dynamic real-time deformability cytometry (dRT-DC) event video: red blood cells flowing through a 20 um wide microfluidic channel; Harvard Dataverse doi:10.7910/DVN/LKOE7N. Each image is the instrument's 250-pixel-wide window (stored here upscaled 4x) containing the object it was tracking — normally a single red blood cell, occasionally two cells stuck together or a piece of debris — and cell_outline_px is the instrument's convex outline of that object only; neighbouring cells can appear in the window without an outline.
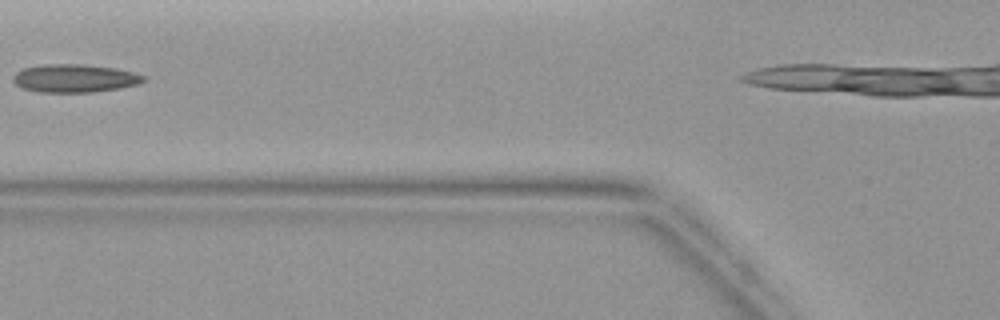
{"species": "common noctule bat (a hibernating species)", "species_latin": "Nyctalus noctula", "temperature_condition": "warm", "stored_images_in_passage": 4, "camera_frame_rate_fps": 3000, "um_per_image_px": 0.085, "animal": {"sex": "female", "body_mass_g": 19.9}, "frame": {"image": 1, "passage_image": 3, "time_ms": 2.0, "image_size_px": [1000, 320], "cell_outline_px": [[144, 80], [136, 84], [120, 88], [92, 92], [40, 92], [24, 88], [16, 84], [12, 80], [12, 76], [20, 68], [40, 64], [80, 64], [112, 68], [132, 72], [144, 76]], "centroid_in_image_um": [6.26, 6.65], "position_along_channel_um": 119.5, "area_um2": 21.21}}